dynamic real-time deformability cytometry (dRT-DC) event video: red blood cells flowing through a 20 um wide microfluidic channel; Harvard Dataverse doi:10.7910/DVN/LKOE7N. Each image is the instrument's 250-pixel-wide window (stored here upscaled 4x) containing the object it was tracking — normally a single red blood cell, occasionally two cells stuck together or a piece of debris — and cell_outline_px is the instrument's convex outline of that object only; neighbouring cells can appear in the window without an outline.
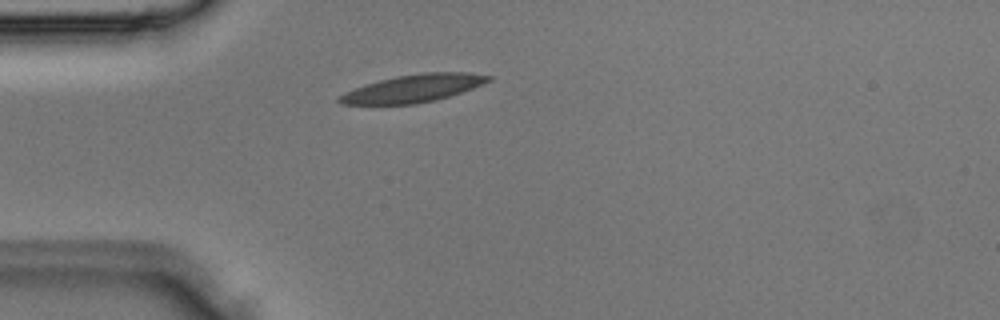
{"species": "Egyptian fruit bat (a non-hibernating species)", "species_latin": "Rousettus aegyptiacus", "temperature_condition": "room temperature", "stored_images_in_passage": 1, "camera_frame_rate_fps": 3000, "um_per_image_px": 0.085, "animal": {"sex": "male"}, "frame": {"image": 1, "passage_image": 1, "time_ms": 0.0, "image_size_px": [1000, 320], "cell_outline_px": [[492, 80], [472, 88], [436, 100], [416, 104], [340, 104], [336, 100], [344, 92], [364, 84], [396, 76], [424, 72], [464, 72], [492, 76]], "centroid_in_image_um": [35.1, 7.51], "position_along_channel_um": 49.9, "area_um2": 23.87}}